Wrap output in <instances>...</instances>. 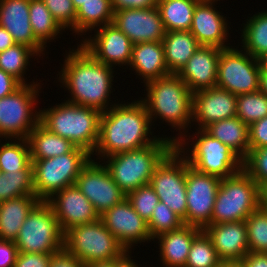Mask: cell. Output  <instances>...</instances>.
<instances>
[{"label":"cell","mask_w":267,"mask_h":267,"mask_svg":"<svg viewBox=\"0 0 267 267\" xmlns=\"http://www.w3.org/2000/svg\"><path fill=\"white\" fill-rule=\"evenodd\" d=\"M75 47V48H74ZM65 50L63 63L58 71L57 85L68 93L65 101L96 109L101 113L107 111L116 103L112 101L115 94L117 70L96 60L79 43ZM116 74H115V73ZM59 76V77H58ZM115 78V81H114ZM67 99V100H66Z\"/></svg>","instance_id":"cell-1"},{"label":"cell","mask_w":267,"mask_h":267,"mask_svg":"<svg viewBox=\"0 0 267 267\" xmlns=\"http://www.w3.org/2000/svg\"><path fill=\"white\" fill-rule=\"evenodd\" d=\"M136 99L130 102L123 97L121 102L116 99L118 103L101 114L99 139L91 155L93 160L101 162L108 156L146 147L161 136L160 132L155 135L146 106Z\"/></svg>","instance_id":"cell-2"},{"label":"cell","mask_w":267,"mask_h":267,"mask_svg":"<svg viewBox=\"0 0 267 267\" xmlns=\"http://www.w3.org/2000/svg\"><path fill=\"white\" fill-rule=\"evenodd\" d=\"M142 86L145 87L144 94L139 99L147 108L153 129L157 127L155 123L158 125V120V128L162 126L160 123H166L173 129L171 140L177 143L192 128L193 93L177 73L159 77Z\"/></svg>","instance_id":"cell-3"},{"label":"cell","mask_w":267,"mask_h":267,"mask_svg":"<svg viewBox=\"0 0 267 267\" xmlns=\"http://www.w3.org/2000/svg\"><path fill=\"white\" fill-rule=\"evenodd\" d=\"M161 135L153 144L137 150L120 152L101 161L125 195L149 184L155 168L175 147L169 133L168 136Z\"/></svg>","instance_id":"cell-4"},{"label":"cell","mask_w":267,"mask_h":267,"mask_svg":"<svg viewBox=\"0 0 267 267\" xmlns=\"http://www.w3.org/2000/svg\"><path fill=\"white\" fill-rule=\"evenodd\" d=\"M101 114L96 109L62 100L60 104L40 109V123L92 155L99 139Z\"/></svg>","instance_id":"cell-5"},{"label":"cell","mask_w":267,"mask_h":267,"mask_svg":"<svg viewBox=\"0 0 267 267\" xmlns=\"http://www.w3.org/2000/svg\"><path fill=\"white\" fill-rule=\"evenodd\" d=\"M191 129L175 143V148L187 159L189 166L200 173L221 179L231 177L243 169V160L231 148L204 129Z\"/></svg>","instance_id":"cell-6"},{"label":"cell","mask_w":267,"mask_h":267,"mask_svg":"<svg viewBox=\"0 0 267 267\" xmlns=\"http://www.w3.org/2000/svg\"><path fill=\"white\" fill-rule=\"evenodd\" d=\"M260 208V186L242 169L221 179L217 190L211 224L245 221Z\"/></svg>","instance_id":"cell-7"},{"label":"cell","mask_w":267,"mask_h":267,"mask_svg":"<svg viewBox=\"0 0 267 267\" xmlns=\"http://www.w3.org/2000/svg\"><path fill=\"white\" fill-rule=\"evenodd\" d=\"M91 159V154L79 147L53 158L31 159L35 196L47 201L65 187L75 185L81 170Z\"/></svg>","instance_id":"cell-8"},{"label":"cell","mask_w":267,"mask_h":267,"mask_svg":"<svg viewBox=\"0 0 267 267\" xmlns=\"http://www.w3.org/2000/svg\"><path fill=\"white\" fill-rule=\"evenodd\" d=\"M44 83L22 84L0 98V139H27L40 122V93ZM39 101V102H38Z\"/></svg>","instance_id":"cell-9"},{"label":"cell","mask_w":267,"mask_h":267,"mask_svg":"<svg viewBox=\"0 0 267 267\" xmlns=\"http://www.w3.org/2000/svg\"><path fill=\"white\" fill-rule=\"evenodd\" d=\"M63 248L85 265L120 258L126 252L101 219L66 230Z\"/></svg>","instance_id":"cell-10"},{"label":"cell","mask_w":267,"mask_h":267,"mask_svg":"<svg viewBox=\"0 0 267 267\" xmlns=\"http://www.w3.org/2000/svg\"><path fill=\"white\" fill-rule=\"evenodd\" d=\"M15 244L22 253H57L63 249L64 232L46 201H40L28 214Z\"/></svg>","instance_id":"cell-11"},{"label":"cell","mask_w":267,"mask_h":267,"mask_svg":"<svg viewBox=\"0 0 267 267\" xmlns=\"http://www.w3.org/2000/svg\"><path fill=\"white\" fill-rule=\"evenodd\" d=\"M232 45L221 49L216 87L236 96L257 92L261 72L259 60L246 53L239 45Z\"/></svg>","instance_id":"cell-12"},{"label":"cell","mask_w":267,"mask_h":267,"mask_svg":"<svg viewBox=\"0 0 267 267\" xmlns=\"http://www.w3.org/2000/svg\"><path fill=\"white\" fill-rule=\"evenodd\" d=\"M187 159L174 147L155 168L150 185L173 212L186 217V165Z\"/></svg>","instance_id":"cell-13"},{"label":"cell","mask_w":267,"mask_h":267,"mask_svg":"<svg viewBox=\"0 0 267 267\" xmlns=\"http://www.w3.org/2000/svg\"><path fill=\"white\" fill-rule=\"evenodd\" d=\"M221 178L203 174L186 165L187 212L185 225L204 230L211 224V217Z\"/></svg>","instance_id":"cell-14"},{"label":"cell","mask_w":267,"mask_h":267,"mask_svg":"<svg viewBox=\"0 0 267 267\" xmlns=\"http://www.w3.org/2000/svg\"><path fill=\"white\" fill-rule=\"evenodd\" d=\"M94 33V34H92ZM79 44L99 62L121 70L129 66L132 41L114 24H106L92 31Z\"/></svg>","instance_id":"cell-15"},{"label":"cell","mask_w":267,"mask_h":267,"mask_svg":"<svg viewBox=\"0 0 267 267\" xmlns=\"http://www.w3.org/2000/svg\"><path fill=\"white\" fill-rule=\"evenodd\" d=\"M75 185L93 204L99 215L126 198L104 164L93 159L81 170Z\"/></svg>","instance_id":"cell-16"},{"label":"cell","mask_w":267,"mask_h":267,"mask_svg":"<svg viewBox=\"0 0 267 267\" xmlns=\"http://www.w3.org/2000/svg\"><path fill=\"white\" fill-rule=\"evenodd\" d=\"M100 219L126 251L134 253L138 244L153 241L147 221L134 210L127 198L101 214Z\"/></svg>","instance_id":"cell-17"},{"label":"cell","mask_w":267,"mask_h":267,"mask_svg":"<svg viewBox=\"0 0 267 267\" xmlns=\"http://www.w3.org/2000/svg\"><path fill=\"white\" fill-rule=\"evenodd\" d=\"M217 4L215 2H198L189 31L201 46L229 48L232 46L230 44L232 41L229 40L232 38L230 33H233L230 31L232 29L231 22H228L227 15L225 16L216 8L219 7Z\"/></svg>","instance_id":"cell-18"},{"label":"cell","mask_w":267,"mask_h":267,"mask_svg":"<svg viewBox=\"0 0 267 267\" xmlns=\"http://www.w3.org/2000/svg\"><path fill=\"white\" fill-rule=\"evenodd\" d=\"M236 104V95L218 87L194 92L192 128L204 129L213 122L236 117Z\"/></svg>","instance_id":"cell-19"},{"label":"cell","mask_w":267,"mask_h":267,"mask_svg":"<svg viewBox=\"0 0 267 267\" xmlns=\"http://www.w3.org/2000/svg\"><path fill=\"white\" fill-rule=\"evenodd\" d=\"M53 209L63 232L71 227L100 219L93 204L76 185L65 187L46 201Z\"/></svg>","instance_id":"cell-20"},{"label":"cell","mask_w":267,"mask_h":267,"mask_svg":"<svg viewBox=\"0 0 267 267\" xmlns=\"http://www.w3.org/2000/svg\"><path fill=\"white\" fill-rule=\"evenodd\" d=\"M113 23L132 41H162L165 28L158 7L123 9L114 12Z\"/></svg>","instance_id":"cell-21"},{"label":"cell","mask_w":267,"mask_h":267,"mask_svg":"<svg viewBox=\"0 0 267 267\" xmlns=\"http://www.w3.org/2000/svg\"><path fill=\"white\" fill-rule=\"evenodd\" d=\"M29 7L30 0H0V26L11 34L15 43L29 46L45 60L49 57V47L46 49L33 34Z\"/></svg>","instance_id":"cell-22"},{"label":"cell","mask_w":267,"mask_h":267,"mask_svg":"<svg viewBox=\"0 0 267 267\" xmlns=\"http://www.w3.org/2000/svg\"><path fill=\"white\" fill-rule=\"evenodd\" d=\"M221 48L200 46L177 73L192 93L216 87Z\"/></svg>","instance_id":"cell-23"},{"label":"cell","mask_w":267,"mask_h":267,"mask_svg":"<svg viewBox=\"0 0 267 267\" xmlns=\"http://www.w3.org/2000/svg\"><path fill=\"white\" fill-rule=\"evenodd\" d=\"M204 231L222 262L241 261L249 252L245 221L210 224Z\"/></svg>","instance_id":"cell-24"},{"label":"cell","mask_w":267,"mask_h":267,"mask_svg":"<svg viewBox=\"0 0 267 267\" xmlns=\"http://www.w3.org/2000/svg\"><path fill=\"white\" fill-rule=\"evenodd\" d=\"M144 85L171 72L165 62L162 41L141 42L133 44L132 57L128 66Z\"/></svg>","instance_id":"cell-25"},{"label":"cell","mask_w":267,"mask_h":267,"mask_svg":"<svg viewBox=\"0 0 267 267\" xmlns=\"http://www.w3.org/2000/svg\"><path fill=\"white\" fill-rule=\"evenodd\" d=\"M202 229L183 225L177 230L158 235L153 239L158 243V254L161 267H185L191 244ZM158 241V242H157ZM155 267V266H153Z\"/></svg>","instance_id":"cell-26"},{"label":"cell","mask_w":267,"mask_h":267,"mask_svg":"<svg viewBox=\"0 0 267 267\" xmlns=\"http://www.w3.org/2000/svg\"><path fill=\"white\" fill-rule=\"evenodd\" d=\"M39 202L35 195H26L0 203V239L15 242L25 219Z\"/></svg>","instance_id":"cell-27"},{"label":"cell","mask_w":267,"mask_h":267,"mask_svg":"<svg viewBox=\"0 0 267 267\" xmlns=\"http://www.w3.org/2000/svg\"><path fill=\"white\" fill-rule=\"evenodd\" d=\"M204 130L231 148L242 160L248 156L250 151L249 126L237 116L213 122Z\"/></svg>","instance_id":"cell-28"},{"label":"cell","mask_w":267,"mask_h":267,"mask_svg":"<svg viewBox=\"0 0 267 267\" xmlns=\"http://www.w3.org/2000/svg\"><path fill=\"white\" fill-rule=\"evenodd\" d=\"M114 10L111 0H86L76 10V38L80 43L87 34L106 24L113 23Z\"/></svg>","instance_id":"cell-29"},{"label":"cell","mask_w":267,"mask_h":267,"mask_svg":"<svg viewBox=\"0 0 267 267\" xmlns=\"http://www.w3.org/2000/svg\"><path fill=\"white\" fill-rule=\"evenodd\" d=\"M165 62L171 73H178L201 46L190 31H169L162 39Z\"/></svg>","instance_id":"cell-30"},{"label":"cell","mask_w":267,"mask_h":267,"mask_svg":"<svg viewBox=\"0 0 267 267\" xmlns=\"http://www.w3.org/2000/svg\"><path fill=\"white\" fill-rule=\"evenodd\" d=\"M245 23L241 25L240 37L241 41H238V45L252 57L259 59L265 53H267V9L255 14H248ZM252 15V16H251Z\"/></svg>","instance_id":"cell-31"},{"label":"cell","mask_w":267,"mask_h":267,"mask_svg":"<svg viewBox=\"0 0 267 267\" xmlns=\"http://www.w3.org/2000/svg\"><path fill=\"white\" fill-rule=\"evenodd\" d=\"M31 159H48L71 152L76 146L68 139L50 132L40 122L28 138Z\"/></svg>","instance_id":"cell-32"},{"label":"cell","mask_w":267,"mask_h":267,"mask_svg":"<svg viewBox=\"0 0 267 267\" xmlns=\"http://www.w3.org/2000/svg\"><path fill=\"white\" fill-rule=\"evenodd\" d=\"M40 63L38 60L40 57L32 48L24 44H14L12 47L0 52V69L4 72L13 75L18 79L22 84H37L43 82L44 80H39L36 78L31 82H27L30 76L27 77L26 72L30 71V67L33 63V60ZM32 62V63H30ZM30 66V67H29ZM26 75V77H25ZM39 82H38V81Z\"/></svg>","instance_id":"cell-33"},{"label":"cell","mask_w":267,"mask_h":267,"mask_svg":"<svg viewBox=\"0 0 267 267\" xmlns=\"http://www.w3.org/2000/svg\"><path fill=\"white\" fill-rule=\"evenodd\" d=\"M29 15L33 34L45 48L66 32L42 0H30Z\"/></svg>","instance_id":"cell-34"},{"label":"cell","mask_w":267,"mask_h":267,"mask_svg":"<svg viewBox=\"0 0 267 267\" xmlns=\"http://www.w3.org/2000/svg\"><path fill=\"white\" fill-rule=\"evenodd\" d=\"M196 0H161L157 7L166 32L189 31L192 25Z\"/></svg>","instance_id":"cell-35"},{"label":"cell","mask_w":267,"mask_h":267,"mask_svg":"<svg viewBox=\"0 0 267 267\" xmlns=\"http://www.w3.org/2000/svg\"><path fill=\"white\" fill-rule=\"evenodd\" d=\"M21 170H33L28 140L0 139V172Z\"/></svg>","instance_id":"cell-36"},{"label":"cell","mask_w":267,"mask_h":267,"mask_svg":"<svg viewBox=\"0 0 267 267\" xmlns=\"http://www.w3.org/2000/svg\"><path fill=\"white\" fill-rule=\"evenodd\" d=\"M26 195H35L33 170L0 173V203Z\"/></svg>","instance_id":"cell-37"},{"label":"cell","mask_w":267,"mask_h":267,"mask_svg":"<svg viewBox=\"0 0 267 267\" xmlns=\"http://www.w3.org/2000/svg\"><path fill=\"white\" fill-rule=\"evenodd\" d=\"M221 262L211 238L202 230L191 244L185 267H219Z\"/></svg>","instance_id":"cell-38"},{"label":"cell","mask_w":267,"mask_h":267,"mask_svg":"<svg viewBox=\"0 0 267 267\" xmlns=\"http://www.w3.org/2000/svg\"><path fill=\"white\" fill-rule=\"evenodd\" d=\"M236 116L248 126L267 116V95L260 90L237 96Z\"/></svg>","instance_id":"cell-39"},{"label":"cell","mask_w":267,"mask_h":267,"mask_svg":"<svg viewBox=\"0 0 267 267\" xmlns=\"http://www.w3.org/2000/svg\"><path fill=\"white\" fill-rule=\"evenodd\" d=\"M245 222L249 252L267 253V210L260 207Z\"/></svg>","instance_id":"cell-40"},{"label":"cell","mask_w":267,"mask_h":267,"mask_svg":"<svg viewBox=\"0 0 267 267\" xmlns=\"http://www.w3.org/2000/svg\"><path fill=\"white\" fill-rule=\"evenodd\" d=\"M147 225L150 236L154 239L162 233L179 229L184 225V222L165 203L159 201Z\"/></svg>","instance_id":"cell-41"},{"label":"cell","mask_w":267,"mask_h":267,"mask_svg":"<svg viewBox=\"0 0 267 267\" xmlns=\"http://www.w3.org/2000/svg\"><path fill=\"white\" fill-rule=\"evenodd\" d=\"M134 210L145 220L149 221L153 210L159 203V197L150 184L142 185L126 195Z\"/></svg>","instance_id":"cell-42"},{"label":"cell","mask_w":267,"mask_h":267,"mask_svg":"<svg viewBox=\"0 0 267 267\" xmlns=\"http://www.w3.org/2000/svg\"><path fill=\"white\" fill-rule=\"evenodd\" d=\"M60 26L76 38V9L72 0H42ZM72 32V33H71Z\"/></svg>","instance_id":"cell-43"},{"label":"cell","mask_w":267,"mask_h":267,"mask_svg":"<svg viewBox=\"0 0 267 267\" xmlns=\"http://www.w3.org/2000/svg\"><path fill=\"white\" fill-rule=\"evenodd\" d=\"M243 170L261 186L267 181V147L250 149L243 160Z\"/></svg>","instance_id":"cell-44"},{"label":"cell","mask_w":267,"mask_h":267,"mask_svg":"<svg viewBox=\"0 0 267 267\" xmlns=\"http://www.w3.org/2000/svg\"><path fill=\"white\" fill-rule=\"evenodd\" d=\"M250 149L267 147V116L249 125Z\"/></svg>","instance_id":"cell-45"},{"label":"cell","mask_w":267,"mask_h":267,"mask_svg":"<svg viewBox=\"0 0 267 267\" xmlns=\"http://www.w3.org/2000/svg\"><path fill=\"white\" fill-rule=\"evenodd\" d=\"M52 254L18 252L14 267H49Z\"/></svg>","instance_id":"cell-46"},{"label":"cell","mask_w":267,"mask_h":267,"mask_svg":"<svg viewBox=\"0 0 267 267\" xmlns=\"http://www.w3.org/2000/svg\"><path fill=\"white\" fill-rule=\"evenodd\" d=\"M17 255L15 242L0 239V267H14Z\"/></svg>","instance_id":"cell-47"},{"label":"cell","mask_w":267,"mask_h":267,"mask_svg":"<svg viewBox=\"0 0 267 267\" xmlns=\"http://www.w3.org/2000/svg\"><path fill=\"white\" fill-rule=\"evenodd\" d=\"M49 267H86V265L63 248L59 252L52 254Z\"/></svg>","instance_id":"cell-48"},{"label":"cell","mask_w":267,"mask_h":267,"mask_svg":"<svg viewBox=\"0 0 267 267\" xmlns=\"http://www.w3.org/2000/svg\"><path fill=\"white\" fill-rule=\"evenodd\" d=\"M114 12L123 9H145L156 7L157 0H111Z\"/></svg>","instance_id":"cell-49"},{"label":"cell","mask_w":267,"mask_h":267,"mask_svg":"<svg viewBox=\"0 0 267 267\" xmlns=\"http://www.w3.org/2000/svg\"><path fill=\"white\" fill-rule=\"evenodd\" d=\"M22 83L13 75L0 69V98L6 97L18 89Z\"/></svg>","instance_id":"cell-50"},{"label":"cell","mask_w":267,"mask_h":267,"mask_svg":"<svg viewBox=\"0 0 267 267\" xmlns=\"http://www.w3.org/2000/svg\"><path fill=\"white\" fill-rule=\"evenodd\" d=\"M241 262L244 267H267V253L248 252Z\"/></svg>","instance_id":"cell-51"},{"label":"cell","mask_w":267,"mask_h":267,"mask_svg":"<svg viewBox=\"0 0 267 267\" xmlns=\"http://www.w3.org/2000/svg\"><path fill=\"white\" fill-rule=\"evenodd\" d=\"M131 253L126 251L120 258L92 262L87 264L86 267H118Z\"/></svg>","instance_id":"cell-52"},{"label":"cell","mask_w":267,"mask_h":267,"mask_svg":"<svg viewBox=\"0 0 267 267\" xmlns=\"http://www.w3.org/2000/svg\"><path fill=\"white\" fill-rule=\"evenodd\" d=\"M14 44V40L12 39L11 34L4 28L0 26V52L12 47Z\"/></svg>","instance_id":"cell-53"},{"label":"cell","mask_w":267,"mask_h":267,"mask_svg":"<svg viewBox=\"0 0 267 267\" xmlns=\"http://www.w3.org/2000/svg\"><path fill=\"white\" fill-rule=\"evenodd\" d=\"M260 207L267 210V181L260 186Z\"/></svg>","instance_id":"cell-54"},{"label":"cell","mask_w":267,"mask_h":267,"mask_svg":"<svg viewBox=\"0 0 267 267\" xmlns=\"http://www.w3.org/2000/svg\"><path fill=\"white\" fill-rule=\"evenodd\" d=\"M132 258H135V255L133 257L132 254H130L118 267H144L143 265L141 266V264H138L139 261Z\"/></svg>","instance_id":"cell-55"},{"label":"cell","mask_w":267,"mask_h":267,"mask_svg":"<svg viewBox=\"0 0 267 267\" xmlns=\"http://www.w3.org/2000/svg\"><path fill=\"white\" fill-rule=\"evenodd\" d=\"M259 90L267 95V73L260 72L259 75Z\"/></svg>","instance_id":"cell-56"},{"label":"cell","mask_w":267,"mask_h":267,"mask_svg":"<svg viewBox=\"0 0 267 267\" xmlns=\"http://www.w3.org/2000/svg\"><path fill=\"white\" fill-rule=\"evenodd\" d=\"M219 267H244L241 261L221 262Z\"/></svg>","instance_id":"cell-57"},{"label":"cell","mask_w":267,"mask_h":267,"mask_svg":"<svg viewBox=\"0 0 267 267\" xmlns=\"http://www.w3.org/2000/svg\"><path fill=\"white\" fill-rule=\"evenodd\" d=\"M258 60H259L261 71L264 73H267V53L261 56Z\"/></svg>","instance_id":"cell-58"},{"label":"cell","mask_w":267,"mask_h":267,"mask_svg":"<svg viewBox=\"0 0 267 267\" xmlns=\"http://www.w3.org/2000/svg\"><path fill=\"white\" fill-rule=\"evenodd\" d=\"M86 0H72L75 9L77 10Z\"/></svg>","instance_id":"cell-59"},{"label":"cell","mask_w":267,"mask_h":267,"mask_svg":"<svg viewBox=\"0 0 267 267\" xmlns=\"http://www.w3.org/2000/svg\"><path fill=\"white\" fill-rule=\"evenodd\" d=\"M198 2H215V3H218L220 2V0H196Z\"/></svg>","instance_id":"cell-60"}]
</instances>
